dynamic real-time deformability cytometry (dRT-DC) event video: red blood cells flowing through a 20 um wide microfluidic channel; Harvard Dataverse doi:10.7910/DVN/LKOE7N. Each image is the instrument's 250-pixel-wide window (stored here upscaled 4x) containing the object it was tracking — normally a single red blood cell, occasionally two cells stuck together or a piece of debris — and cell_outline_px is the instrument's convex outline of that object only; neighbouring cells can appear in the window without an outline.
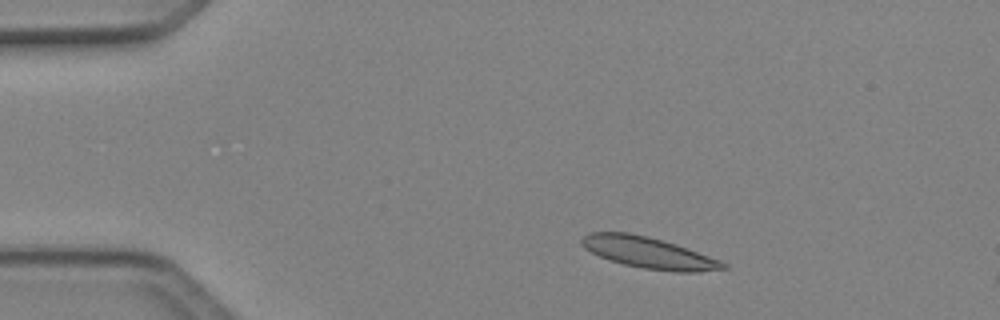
{"species": "Egyptian fruit bat (a non-hibernating species)", "species_latin": "Rousettus aegyptiacus", "temperature_condition": "cold", "stored_images_in_passage": 3, "camera_frame_rate_fps": 3000, "um_per_image_px": 0.085, "animal": {"sex": "female"}, "frame": {"image": 1, "passage_image": 1, "time_ms": 0.0, "image_size_px": [1000, 320], "cell_outline_px": [[728, 268], [700, 272], [672, 272], [644, 268], [624, 264], [608, 260], [584, 248], [580, 244], [580, 240], [588, 232], [628, 232], [648, 236], [676, 244], [688, 248], [720, 260], [728, 264]], "centroid_in_image_um": [55.14, 21.48], "position_along_channel_um": 29.9, "area_um2": 25.89}}